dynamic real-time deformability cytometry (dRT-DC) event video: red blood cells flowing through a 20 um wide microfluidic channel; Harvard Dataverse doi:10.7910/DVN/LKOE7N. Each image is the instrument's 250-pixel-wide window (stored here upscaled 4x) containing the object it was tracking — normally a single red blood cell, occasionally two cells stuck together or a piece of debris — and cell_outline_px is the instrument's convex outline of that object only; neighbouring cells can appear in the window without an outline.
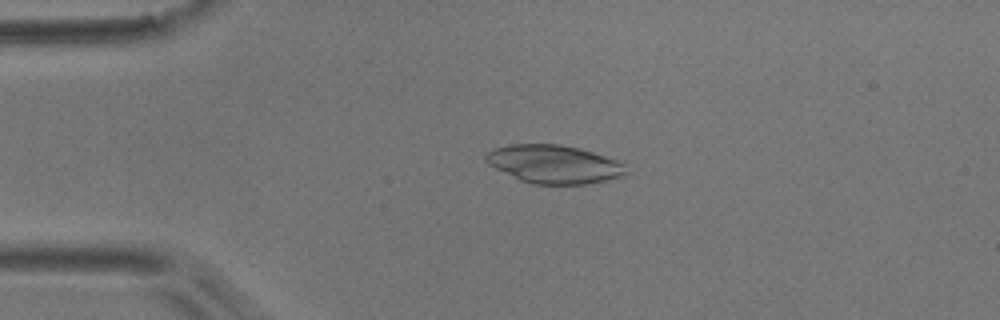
{"species": "common noctule bat (a hibernating species)", "species_latin": "Nyctalus noctula", "temperature_condition": "room temperature", "stored_images_in_passage": 4, "camera_frame_rate_fps": 3000, "um_per_image_px": 0.085, "animal": {"sex": "male", "body_mass_g": 17.9}, "frame": {"image": 1, "passage_image": 3, "time_ms": 2.333, "image_size_px": [1000, 320], "cell_outline_px": [[628, 172], [624, 176], [584, 184], [532, 184], [520, 180], [488, 164], [484, 156], [492, 148], [512, 144], [560, 144], [592, 152], [616, 160], [624, 164]], "centroid_in_image_um": [47.07, 13.95], "position_along_channel_um": 37.9, "area_um2": 31.04}}